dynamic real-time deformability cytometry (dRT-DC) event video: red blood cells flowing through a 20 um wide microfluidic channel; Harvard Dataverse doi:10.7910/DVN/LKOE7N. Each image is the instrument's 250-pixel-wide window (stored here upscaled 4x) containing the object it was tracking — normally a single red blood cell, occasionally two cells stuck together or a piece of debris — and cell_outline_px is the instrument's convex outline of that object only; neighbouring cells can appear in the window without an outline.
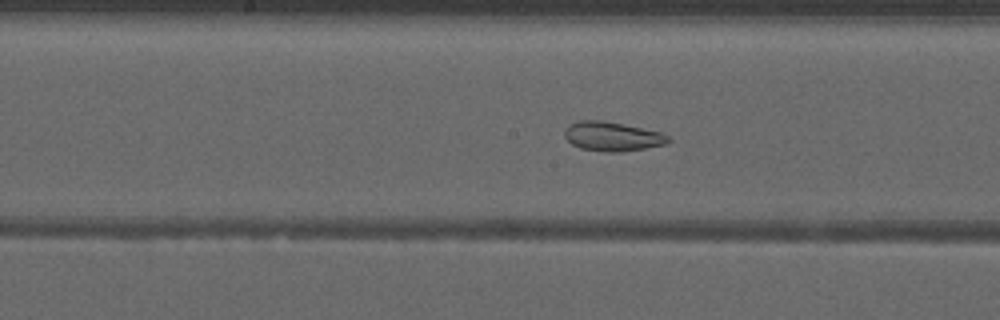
{"species": "common noctule bat (a hibernating species)", "species_latin": "Nyctalus noctula", "temperature_condition": "warm", "stored_images_in_passage": 46, "camera_frame_rate_fps": 3000, "um_per_image_px": 0.085, "animal": {"sex": "male", "forearm_length_mm": 52.5}, "frame": {"image": 1, "passage_image": 27, "time_ms": 8.667, "image_size_px": [1000, 320], "cell_outline_px": [[672, 140], [668, 144], [620, 152], [604, 152], [580, 148], [572, 144], [564, 136], [564, 128], [568, 124], [580, 120], [600, 120], [660, 132], [668, 136]], "centroid_in_image_um": [52.02, 11.6], "position_along_channel_um": 196.2, "area_um2": 17.63}}
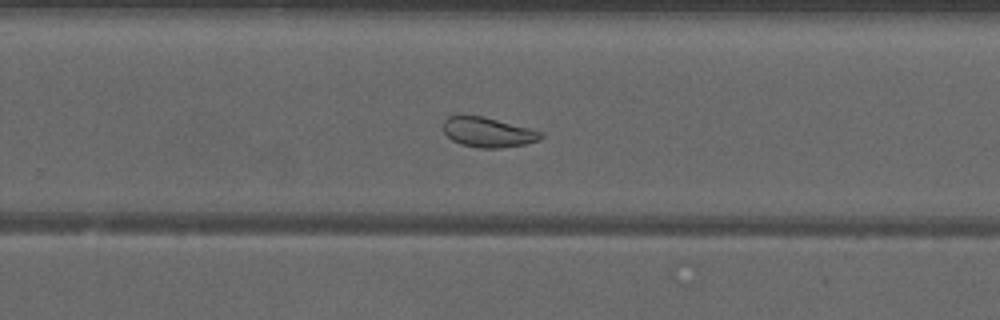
{"frame": {"image": 2, "passage_image": 34, "time_ms": 11.0, "image_size_px": [1000, 320], "cell_outline_px": [[544, 136], [540, 140], [524, 144], [500, 148], [480, 148], [460, 144], [452, 140], [444, 132], [444, 120], [448, 116], [480, 116], [544, 132]], "centroid_in_image_um": [41.49, 11.26], "position_along_channel_um": 288.3, "area_um2": 16.7}}
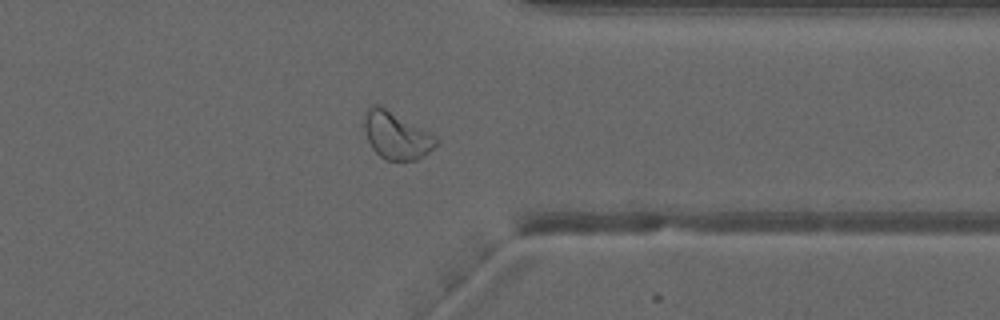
{"frame": {"image": 3, "passage_image": 41, "time_ms": 13.333, "image_size_px": [1000, 320], "cell_outline_px": [[440, 140], [428, 152], [416, 160], [384, 160], [372, 148], [368, 140], [364, 128], [364, 112], [372, 104], [376, 104], [384, 108], [436, 136]], "centroid_in_image_um": [33.66, 11.52], "position_along_channel_um": 377.7, "area_um2": 19.36}, "authors_computed_cell_mechanics": {"area_um2": 20.8369, "velocity_mm_per_s": 3.9747, "shape_relaxation_time_tau1_ms": null, "shape_relaxation_time_tau2_ms": 1.7693, "deformation_change_tau1": null, "deformation_change_tau2": 0.0894}}